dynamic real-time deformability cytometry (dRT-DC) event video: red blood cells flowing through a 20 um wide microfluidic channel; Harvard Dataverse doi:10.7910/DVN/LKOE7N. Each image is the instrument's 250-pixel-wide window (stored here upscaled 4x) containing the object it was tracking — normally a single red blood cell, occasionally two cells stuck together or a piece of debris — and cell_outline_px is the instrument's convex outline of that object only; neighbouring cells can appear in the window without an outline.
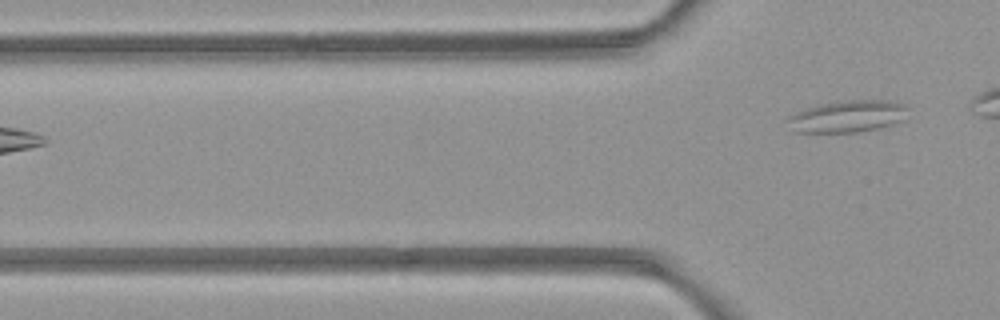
{"species": "common noctule bat (a hibernating species)", "species_latin": "Nyctalus noctula", "temperature_condition": "room temperature", "stored_images_in_passage": 2, "camera_frame_rate_fps": 3000, "um_per_image_px": 0.085, "animal": {"sex": "female", "body_mass_g": 21.9}, "frame": {"image": 1, "passage_image": 2, "time_ms": 1.333, "image_size_px": [1000, 320], "cell_outline_px": [[912, 108], [904, 120], [892, 124], [876, 128], [856, 132], [792, 132], [784, 120], [788, 116], [796, 112], [820, 104], [848, 100], [888, 100], [904, 104]], "centroid_in_image_um": [72.06, 9.89], "position_along_channel_um": 53.7, "area_um2": 22.66}}